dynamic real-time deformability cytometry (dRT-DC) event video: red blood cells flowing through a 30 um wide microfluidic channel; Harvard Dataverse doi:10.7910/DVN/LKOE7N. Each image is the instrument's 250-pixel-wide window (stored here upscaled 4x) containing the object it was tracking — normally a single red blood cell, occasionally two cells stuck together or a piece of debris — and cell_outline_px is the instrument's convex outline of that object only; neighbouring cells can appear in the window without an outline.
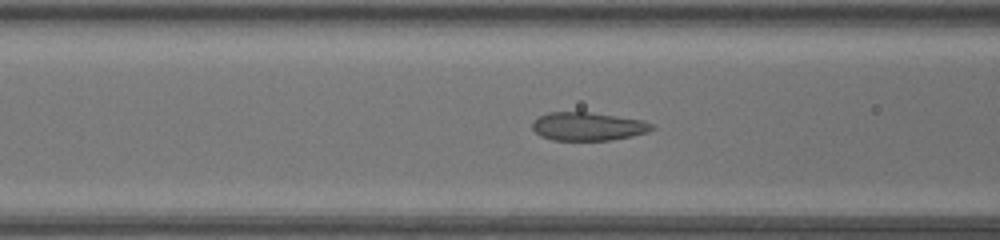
{"species": "common noctule bat (a hibernating species)", "species_latin": "Nyctalus noctula", "temperature_condition": "warm", "stored_images_in_passage": 31, "camera_frame_rate_fps": 3000, "um_per_image_px": 0.085, "animal": {"sex": "female", "body_mass_g": 17.0, "forearm_length_mm": 48.0}, "frame": {"image": 1, "passage_image": 20, "time_ms": 6.333, "image_size_px": [1000, 240], "cell_outline_px": [[656, 128], [648, 132], [632, 136], [612, 140], [552, 140], [540, 136], [532, 128], [532, 120], [548, 112], [592, 112], [644, 120], [652, 124]], "centroid_in_image_um": [49.99, 10.74], "position_along_channel_um": 116.6, "area_um2": 19.94}}
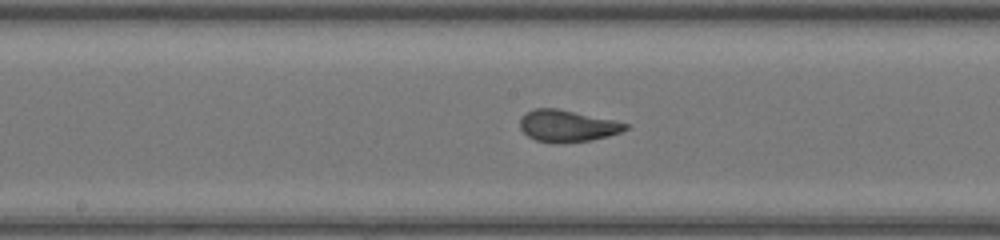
{"frame": {"image": 2, "passage_image": 26, "time_ms": 8.333, "image_size_px": [1000, 240], "cell_outline_px": [[628, 128], [620, 132], [608, 136], [588, 140], [560, 144], [556, 144], [536, 140], [528, 136], [520, 128], [520, 120], [528, 112], [536, 108], [556, 108], [612, 120], [628, 124]], "centroid_in_image_um": [48.2, 10.72], "position_along_channel_um": 200.0, "area_um2": 19.19}}
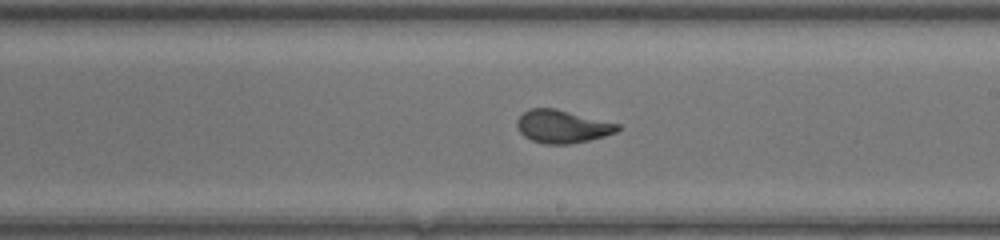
{"frame": {"image": 3, "passage_image": 29, "time_ms": 9.333, "image_size_px": [1000, 240], "cell_outline_px": [[624, 128], [616, 132], [604, 136], [588, 140], [568, 144], [544, 144], [532, 140], [524, 136], [520, 132], [516, 124], [516, 120], [528, 108], [556, 108], [620, 124]], "centroid_in_image_um": [47.81, 10.74], "position_along_channel_um": 241.2, "area_um2": 19.42}}